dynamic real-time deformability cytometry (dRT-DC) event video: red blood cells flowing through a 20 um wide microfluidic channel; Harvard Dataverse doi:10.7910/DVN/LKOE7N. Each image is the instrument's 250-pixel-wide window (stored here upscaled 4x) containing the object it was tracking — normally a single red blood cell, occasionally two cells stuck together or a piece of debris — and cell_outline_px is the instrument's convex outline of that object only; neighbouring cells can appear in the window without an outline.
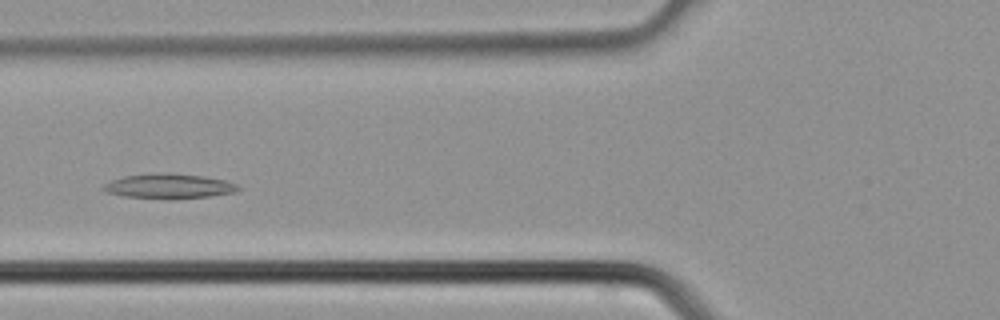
{"species": "common noctule bat (a hibernating species)", "species_latin": "Nyctalus noctula", "temperature_condition": "cold", "stored_images_in_passage": 36, "camera_frame_rate_fps": 3000, "um_per_image_px": 0.085, "animal": {"sex": "male", "body_mass_g": 21.5, "forearm_length_mm": 52.0}, "frame": {"image": 1, "passage_image": 12, "time_ms": 3.667, "image_size_px": [1000, 320], "cell_outline_px": [[240, 188], [236, 192], [212, 196], [172, 200], [168, 200], [124, 196], [104, 192], [100, 188], [104, 184], [112, 180], [124, 176], [204, 176], [224, 180], [236, 184]], "centroid_in_image_um": [14.36, 15.9], "position_along_channel_um": 111.4, "area_um2": 18.67}}
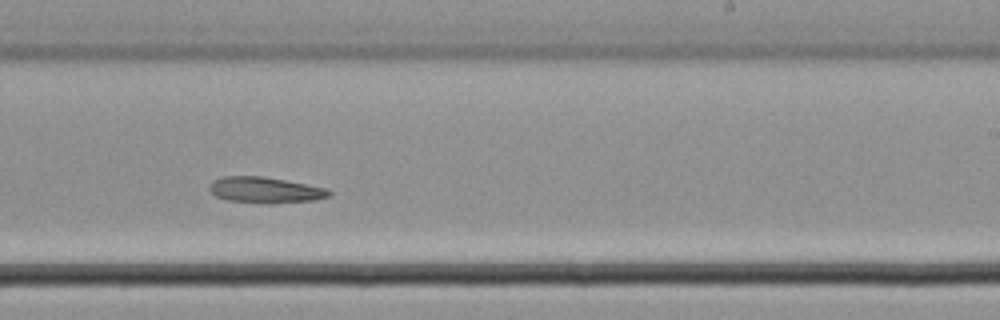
{"frame": {"image": 2, "passage_image": 21, "time_ms": 6.667, "image_size_px": [1000, 320], "cell_outline_px": [[332, 196], [312, 200], [272, 204], [268, 204], [228, 200], [216, 196], [208, 188], [208, 184], [212, 180], [224, 176], [260, 176], [284, 180], [328, 188], [332, 192]], "centroid_in_image_um": [22.54, 16.15], "position_along_channel_um": 266.5, "area_um2": 18.21}}
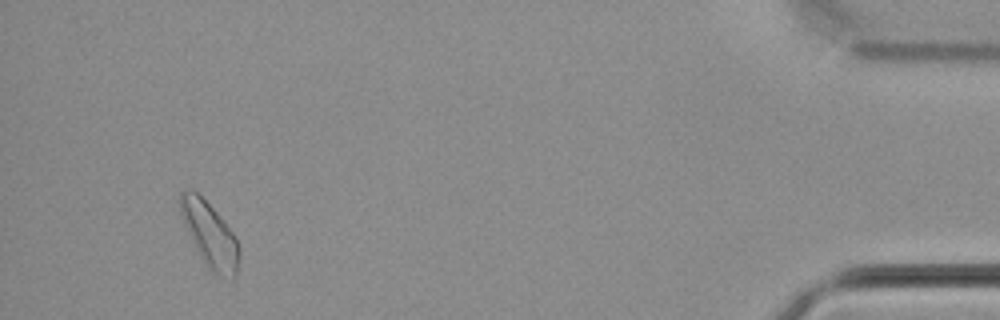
{"frame": {"image": 3, "passage_image": 34, "time_ms": 11.0, "image_size_px": [1000, 320], "cell_outline_px": [[240, 256], [236, 276], [232, 276], [212, 272], [208, 268], [200, 256], [180, 216], [180, 192], [188, 188], [192, 188], [224, 220], [236, 236], [240, 244]], "centroid_in_image_um": [17.84, 19.91], "position_along_channel_um": 417.4, "area_um2": 22.02}}